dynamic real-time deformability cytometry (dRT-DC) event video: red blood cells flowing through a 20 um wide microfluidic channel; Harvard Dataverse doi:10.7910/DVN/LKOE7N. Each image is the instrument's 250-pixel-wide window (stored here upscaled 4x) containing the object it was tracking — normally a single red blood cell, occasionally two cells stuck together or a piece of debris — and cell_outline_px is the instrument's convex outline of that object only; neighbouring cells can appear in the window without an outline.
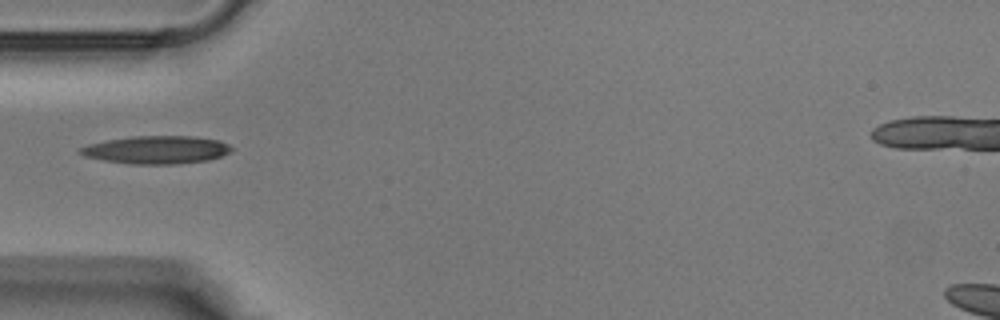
{"species": "Egyptian fruit bat (a non-hibernating species)", "species_latin": "Rousettus aegyptiacus", "temperature_condition": "warm", "stored_images_in_passage": 17, "camera_frame_rate_fps": 3000, "um_per_image_px": 0.085, "animal": {"sex": "male"}, "frame": {"image": 1, "passage_image": 1, "time_ms": 0.0, "image_size_px": [1000, 320], "cell_outline_px": [[232, 152], [208, 160], [180, 164], [128, 164], [104, 160], [84, 156], [76, 152], [80, 148], [88, 144], [108, 140], [132, 136], [192, 136], [220, 140], [228, 144], [232, 148]], "centroid_in_image_um": [13.31, 12.74], "position_along_channel_um": 71.7, "area_um2": 24.74}}
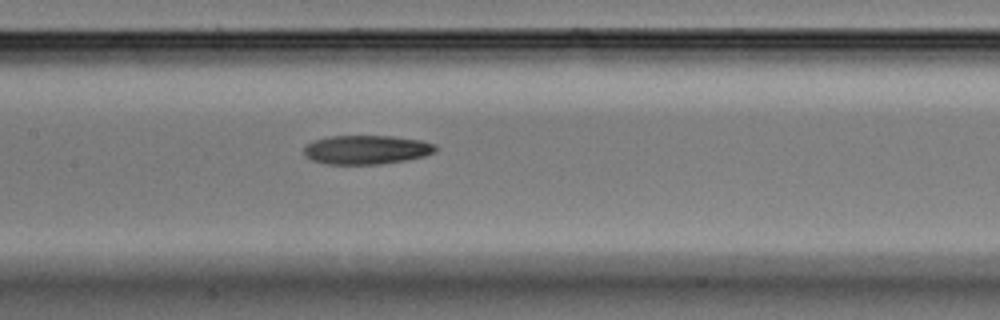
{"frame": {"image": 2, "passage_image": 7, "time_ms": 2.0, "image_size_px": [1000, 320], "cell_outline_px": [[440, 148], [436, 152], [424, 156], [408, 160], [380, 164], [328, 164], [312, 160], [304, 156], [304, 148], [312, 140], [328, 136], [392, 136], [420, 140], [436, 144]], "centroid_in_image_um": [31.18, 12.72], "position_along_channel_um": 176.2, "area_um2": 22.48}}
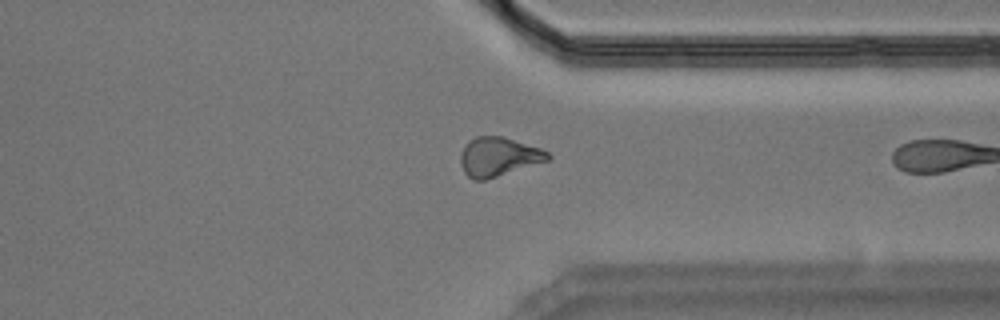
{"frame": {"image": 3, "passage_image": 16, "time_ms": 5.0, "image_size_px": [1000, 320], "cell_outline_px": [[552, 156], [548, 160], [484, 180], [472, 180], [464, 172], [460, 164], [460, 156], [464, 144], [468, 140], [476, 136], [504, 136], [540, 148], [548, 152]], "centroid_in_image_um": [42.33, 13.3], "position_along_channel_um": 369.1, "area_um2": 19.83}}